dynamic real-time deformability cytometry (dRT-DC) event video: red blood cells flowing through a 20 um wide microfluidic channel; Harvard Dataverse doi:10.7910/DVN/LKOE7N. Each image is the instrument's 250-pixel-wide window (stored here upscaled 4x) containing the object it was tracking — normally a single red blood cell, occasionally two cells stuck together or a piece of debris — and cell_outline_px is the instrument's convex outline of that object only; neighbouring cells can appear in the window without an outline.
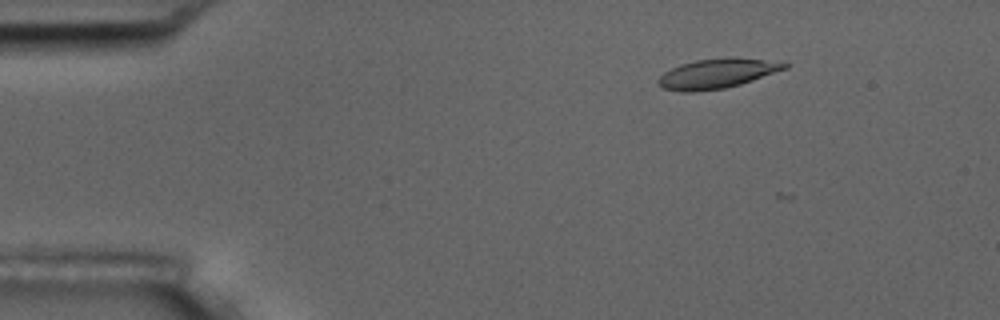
{"species": "common noctule bat (a hibernating species)", "species_latin": "Nyctalus noctula", "temperature_condition": "room temperature", "stored_images_in_passage": 5, "camera_frame_rate_fps": 3000, "um_per_image_px": 0.085, "animal": {"sex": "male", "body_mass_g": 17.5, "forearm_length_mm": 52.3}, "frame": {"image": 1, "passage_image": 2, "time_ms": 0.333, "image_size_px": [1000, 320], "cell_outline_px": [[788, 68], [740, 84], [724, 88], [692, 92], [680, 92], [664, 88], [656, 84], [656, 80], [664, 72], [680, 64], [696, 60], [764, 60], [788, 64]], "centroid_in_image_um": [60.83, 6.31], "position_along_channel_um": 24.2, "area_um2": 20.81}}